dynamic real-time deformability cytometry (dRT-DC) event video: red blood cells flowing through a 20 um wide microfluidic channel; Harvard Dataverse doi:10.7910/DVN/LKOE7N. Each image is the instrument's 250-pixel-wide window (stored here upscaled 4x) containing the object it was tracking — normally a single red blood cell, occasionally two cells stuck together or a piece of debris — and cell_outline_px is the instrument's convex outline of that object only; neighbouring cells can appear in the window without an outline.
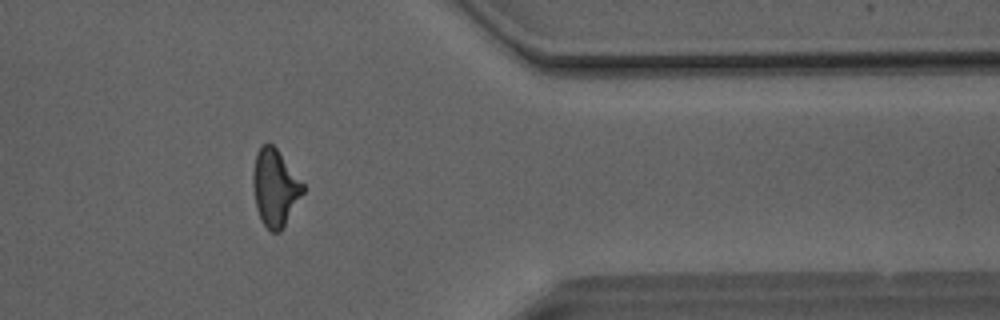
{"species": "Egyptian fruit bat (a non-hibernating species)", "species_latin": "Rousettus aegyptiacus", "temperature_condition": "room temperature", "stored_images_in_passage": 47, "camera_frame_rate_fps": 3000, "um_per_image_px": 0.085, "animal": {"sex": "male"}, "frame": {"image": 1, "passage_image": 40, "time_ms": 13.0, "image_size_px": [1000, 320], "cell_outline_px": [[304, 192], [280, 232], [272, 232], [260, 220], [256, 208], [252, 184], [252, 172], [256, 152], [260, 144], [268, 140], [276, 148], [304, 184]], "centroid_in_image_um": [23.34, 15.91], "position_along_channel_um": 388.1, "area_um2": 22.54}}